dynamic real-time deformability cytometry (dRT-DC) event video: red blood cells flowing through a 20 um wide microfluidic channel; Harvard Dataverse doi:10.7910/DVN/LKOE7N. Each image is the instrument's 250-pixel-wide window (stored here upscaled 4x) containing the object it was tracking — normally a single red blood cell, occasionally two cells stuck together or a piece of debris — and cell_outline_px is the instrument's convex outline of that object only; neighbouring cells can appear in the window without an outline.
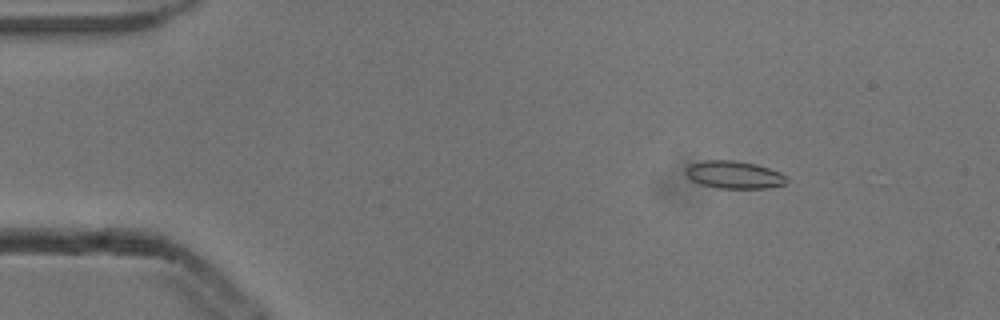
{"species": "common noctule bat (a hibernating species)", "species_latin": "Nyctalus noctula", "temperature_condition": "cold", "stored_images_in_passage": 4, "camera_frame_rate_fps": 3000, "um_per_image_px": 0.085, "animal": {"sex": "male", "body_mass_g": 13.3}, "frame": {"image": 1, "passage_image": 3, "time_ms": 0.667, "image_size_px": [1000, 320], "cell_outline_px": [[788, 180], [784, 184], [768, 188], [720, 188], [700, 184], [692, 180], [688, 176], [688, 164], [704, 160], [732, 160], [756, 164], [780, 172], [788, 176]], "centroid_in_image_um": [62.44, 14.85], "position_along_channel_um": 22.6, "area_um2": 16.13}}